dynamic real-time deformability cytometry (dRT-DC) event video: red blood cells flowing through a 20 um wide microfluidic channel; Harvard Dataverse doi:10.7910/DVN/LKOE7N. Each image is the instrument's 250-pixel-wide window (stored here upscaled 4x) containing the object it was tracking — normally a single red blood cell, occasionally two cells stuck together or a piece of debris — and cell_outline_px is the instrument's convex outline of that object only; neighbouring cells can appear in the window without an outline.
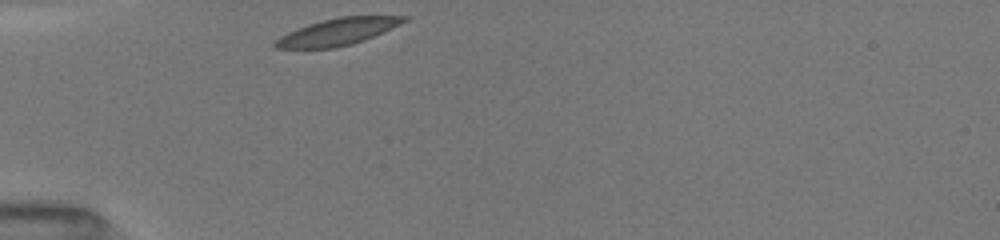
{"species": "common noctule bat (a hibernating species)", "species_latin": "Nyctalus noctula", "temperature_condition": "room temperature", "stored_images_in_passage": 9, "camera_frame_rate_fps": 3000, "um_per_image_px": 0.085, "animal": {"sex": "female", "body_mass_g": 19.5, "forearm_length_mm": 54.1}, "frame": {"image": 1, "passage_image": 1, "time_ms": 0.0, "image_size_px": [1000, 240], "cell_outline_px": [[408, 20], [392, 28], [364, 40], [352, 44], [336, 48], [276, 48], [272, 44], [280, 36], [288, 32], [308, 24], [320, 20], [340, 16], [408, 16]], "centroid_in_image_um": [28.69, 2.7], "position_along_channel_um": 56.3, "area_um2": 20.06}}
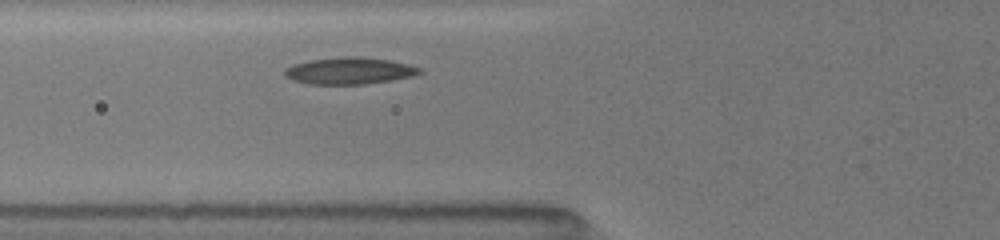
{"frame": {"image": 2, "passage_image": 7, "time_ms": 1.333, "image_size_px": [1000, 240], "cell_outline_px": [[420, 72], [412, 76], [364, 84], [308, 84], [292, 80], [284, 76], [284, 68], [308, 60], [344, 56], [360, 56], [388, 60], [408, 64], [420, 68]], "centroid_in_image_um": [29.63, 6.01], "position_along_channel_um": 96.2, "area_um2": 20.92}}